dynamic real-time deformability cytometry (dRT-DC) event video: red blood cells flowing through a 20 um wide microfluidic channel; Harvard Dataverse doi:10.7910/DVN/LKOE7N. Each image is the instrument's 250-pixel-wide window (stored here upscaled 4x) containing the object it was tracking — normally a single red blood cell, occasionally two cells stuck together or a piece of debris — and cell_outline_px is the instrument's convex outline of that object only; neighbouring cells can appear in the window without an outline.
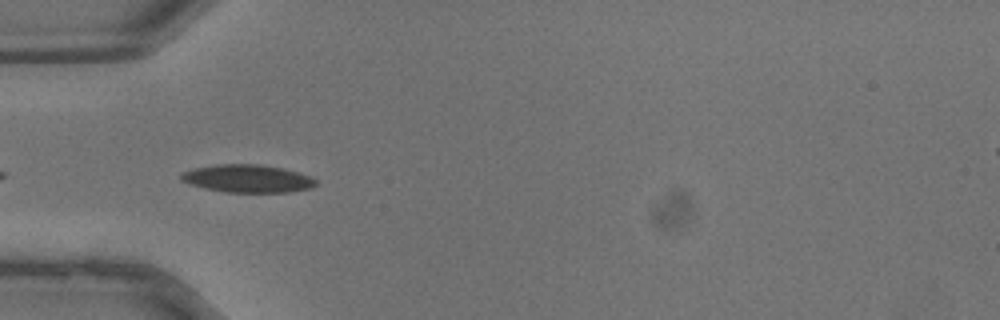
{"species": "common noctule bat (a hibernating species)", "species_latin": "Nyctalus noctula", "temperature_condition": "warm", "stored_images_in_passage": 26, "camera_frame_rate_fps": 3000, "um_per_image_px": 0.085, "animal": {"sex": "male", "body_mass_g": 13.3}, "frame": {"image": 1, "passage_image": 1, "time_ms": 0.0, "image_size_px": [1000, 320], "cell_outline_px": [[316, 184], [312, 188], [288, 192], [224, 192], [204, 188], [180, 180], [180, 176], [184, 172], [192, 168], [216, 164], [260, 164], [284, 168], [312, 176], [316, 180]], "centroid_in_image_um": [21.06, 15.17], "position_along_channel_um": 63.9, "area_um2": 21.96}}
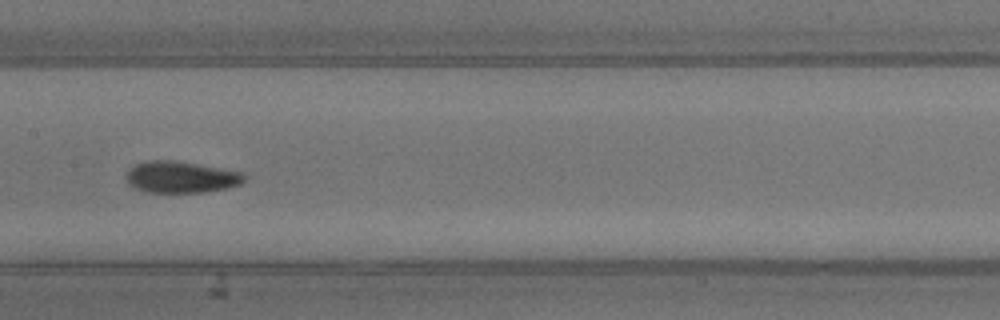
{"frame": {"image": 2, "passage_image": 8, "time_ms": 2.333, "image_size_px": [1000, 320], "cell_outline_px": [[248, 176], [240, 184], [228, 188], [204, 192], [148, 192], [136, 188], [128, 184], [128, 172], [136, 164], [148, 160], [176, 160], [244, 172]], "centroid_in_image_um": [15.46, 15.04], "position_along_channel_um": 191.9, "area_um2": 21.68}}
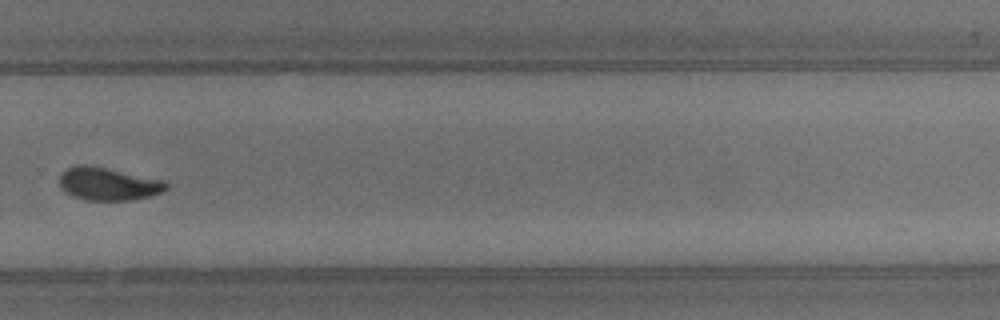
{"frame": {"image": 3, "passage_image": 15, "time_ms": 4.667, "image_size_px": [1000, 320], "cell_outline_px": [[168, 188], [164, 192], [152, 196], [132, 200], [84, 200], [72, 196], [64, 192], [60, 188], [60, 172], [76, 164], [88, 164], [108, 168], [164, 180], [168, 184]], "centroid_in_image_um": [9.19, 15.63], "position_along_channel_um": 320.6, "area_um2": 20.87}}